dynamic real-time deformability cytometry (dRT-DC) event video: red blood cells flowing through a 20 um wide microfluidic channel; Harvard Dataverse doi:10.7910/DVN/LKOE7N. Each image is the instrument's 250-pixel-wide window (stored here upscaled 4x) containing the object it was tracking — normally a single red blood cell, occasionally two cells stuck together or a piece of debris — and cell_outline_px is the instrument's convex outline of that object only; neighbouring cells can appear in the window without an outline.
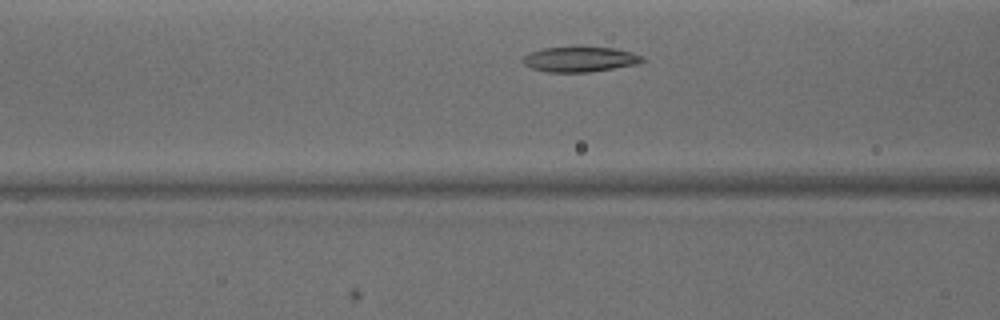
{"species": "common noctule bat (a hibernating species)", "species_latin": "Nyctalus noctula", "temperature_condition": "warm", "stored_images_in_passage": 32, "camera_frame_rate_fps": 3000, "um_per_image_px": 0.085, "animal": {"sex": "male", "body_mass_g": 15.6}, "frame": {"image": 1, "passage_image": 6, "time_ms": 1.667, "image_size_px": [1000, 320], "cell_outline_px": [[644, 60], [636, 64], [588, 72], [548, 72], [532, 68], [524, 64], [520, 60], [528, 52], [544, 48], [612, 48], [632, 52], [644, 56]], "centroid_in_image_um": [49.25, 5.05], "position_along_channel_um": 117.3, "area_um2": 17.17}}
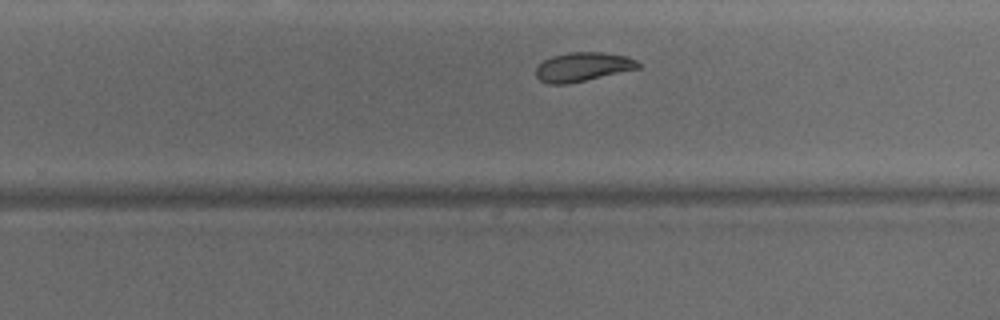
{"frame": {"image": 2, "passage_image": 18, "time_ms": 5.667, "image_size_px": [1000, 320], "cell_outline_px": [[640, 68], [568, 84], [548, 84], [540, 80], [536, 76], [536, 68], [544, 60], [552, 56], [568, 52], [604, 52], [624, 56], [636, 60], [640, 64]], "centroid_in_image_um": [49.52, 5.68], "position_along_channel_um": 280.3, "area_um2": 17.22}}
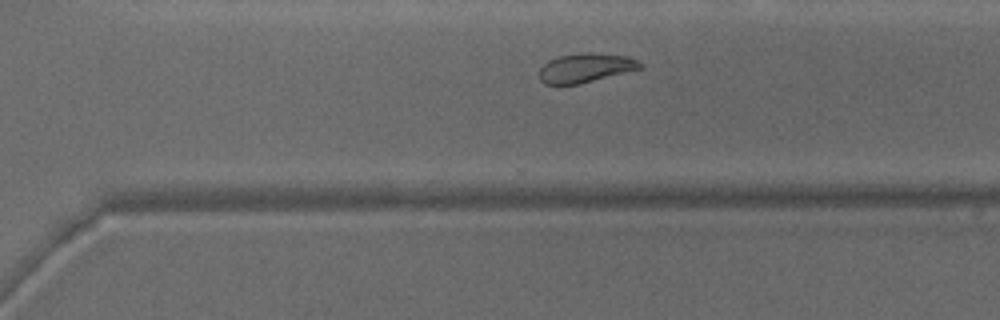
{"frame": {"image": 3, "passage_image": 21, "time_ms": 6.667, "image_size_px": [1000, 320], "cell_outline_px": [[644, 68], [580, 84], [544, 84], [540, 80], [540, 68], [548, 60], [560, 56], [588, 52], [592, 52], [628, 56], [644, 64]], "centroid_in_image_um": [49.82, 5.77], "position_along_channel_um": 320.8, "area_um2": 17.22}, "authors_computed_cell_mechanics": {"area_um2": 17.1955, "velocity_mm_per_s": 4.0812, "shape_relaxation_time_tau1_ms": null, "shape_relaxation_time_tau2_ms": 2.9885, "deformation_change_tau1": null, "deformation_change_tau2": 0.0791}}